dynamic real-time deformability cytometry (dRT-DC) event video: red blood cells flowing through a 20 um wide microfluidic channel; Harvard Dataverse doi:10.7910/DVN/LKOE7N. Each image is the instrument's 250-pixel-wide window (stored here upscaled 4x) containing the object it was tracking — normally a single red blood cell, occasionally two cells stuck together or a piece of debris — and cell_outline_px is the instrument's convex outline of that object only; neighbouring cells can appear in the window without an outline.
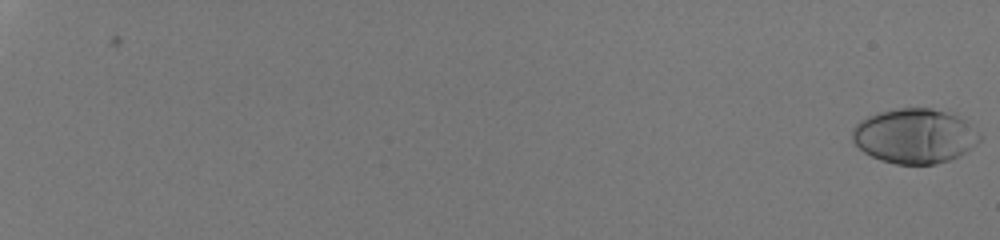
{"species": "human", "species_latin": "Homo sapiens", "temperature_condition": "room temperature", "stored_images_in_passage": 45, "camera_frame_rate_fps": 3000, "um_per_image_px": 0.085, "donor": {"sex": "male"}, "frame": {"image": 1, "passage_image": 1, "time_ms": 0.0, "image_size_px": [1000, 240], "cell_outline_px": [[980, 140], [972, 148], [948, 160], [936, 164], [896, 164], [880, 160], [864, 152], [852, 140], [852, 128], [860, 120], [868, 116], [880, 112], [896, 108], [932, 108], [968, 120], [980, 136]], "centroid_in_image_um": [77.73, 11.55], "position_along_channel_um": 7.3, "area_um2": 40.46}}
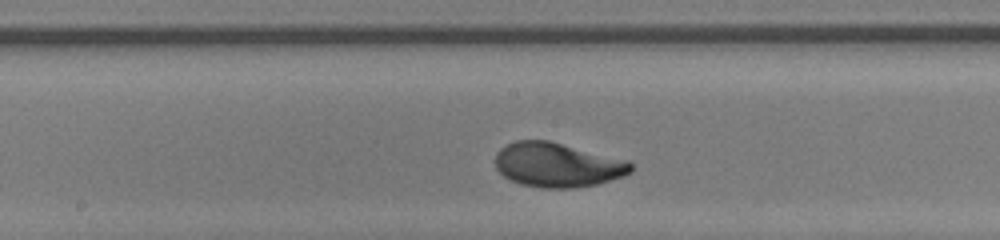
{"frame": {"image": 2, "passage_image": 31, "time_ms": 10.0, "image_size_px": [1000, 240], "cell_outline_px": [[632, 172], [624, 176], [596, 184], [576, 188], [540, 188], [520, 184], [504, 176], [496, 168], [496, 152], [500, 148], [516, 140], [548, 140], [628, 160], [632, 164]], "centroid_in_image_um": [47.39, 14.02], "position_along_channel_um": 200.8, "area_um2": 35.14}}
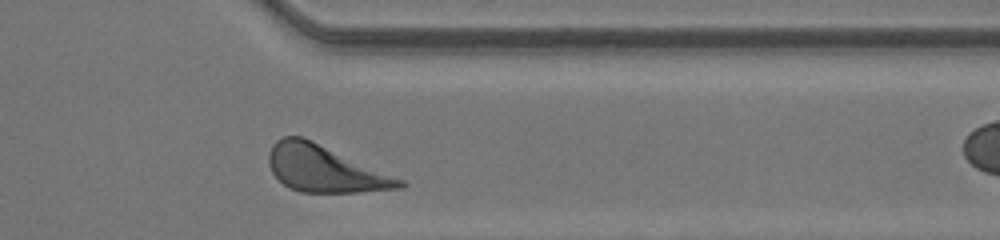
{"frame": {"image": 3, "passage_image": 44, "time_ms": 14.333, "image_size_px": [1000, 240], "cell_outline_px": [[408, 184], [404, 188], [356, 192], [300, 192], [284, 184], [272, 172], [268, 164], [268, 156], [272, 144], [276, 140], [284, 136], [300, 136], [404, 180]], "centroid_in_image_um": [27.59, 14.36], "position_along_channel_um": 383.8, "area_um2": 34.85}, "authors_computed_cell_mechanics": {"area_um2": 35.1424, "velocity_mm_per_s": 4.202, "shape_relaxation_time_tau1_ms": 2.2125, "shape_relaxation_time_tau2_ms": null, "deformation_change_tau1": 0.1656, "deformation_change_tau2": null}}